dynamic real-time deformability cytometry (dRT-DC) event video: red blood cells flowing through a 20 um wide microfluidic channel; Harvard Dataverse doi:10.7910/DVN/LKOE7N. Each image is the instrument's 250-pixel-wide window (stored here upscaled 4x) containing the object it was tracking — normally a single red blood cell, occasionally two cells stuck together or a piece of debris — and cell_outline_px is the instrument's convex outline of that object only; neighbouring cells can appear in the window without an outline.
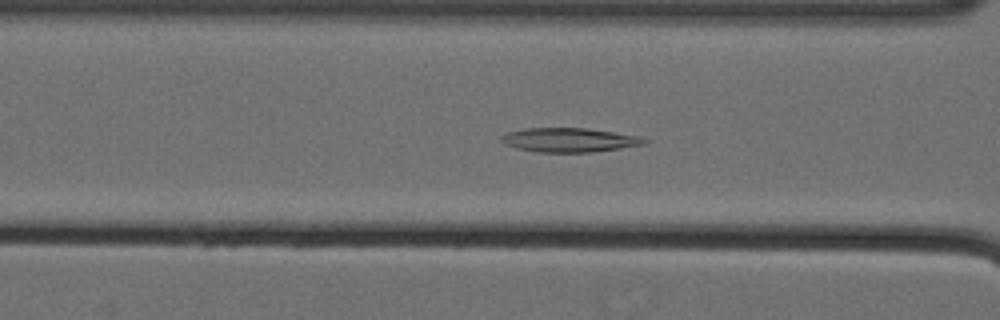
{"species": "Egyptian fruit bat (a non-hibernating species)", "species_latin": "Rousettus aegyptiacus", "temperature_condition": "cold", "stored_images_in_passage": 49, "camera_frame_rate_fps": 3000, "um_per_image_px": 0.085, "animal": {"sex": "female"}, "frame": {"image": 1, "passage_image": 17, "time_ms": 5.333, "image_size_px": [1000, 320], "cell_outline_px": [[648, 140], [644, 144], [620, 148], [592, 152], [536, 152], [516, 148], [504, 144], [500, 140], [500, 136], [508, 132], [524, 128], [588, 128], [640, 136]], "centroid_in_image_um": [48.35, 11.89], "position_along_channel_um": 118.2, "area_um2": 20.17}}
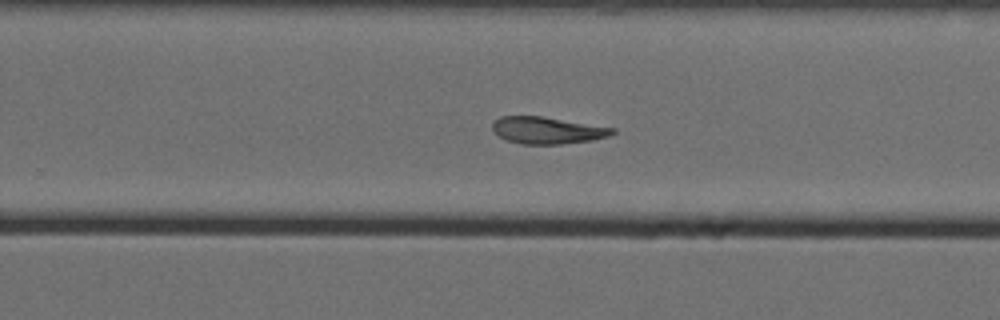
{"frame": {"image": 2, "passage_image": 31, "time_ms": 10.0, "image_size_px": [1000, 320], "cell_outline_px": [[616, 132], [608, 136], [592, 140], [560, 144], [520, 144], [508, 140], [492, 132], [492, 124], [500, 116], [540, 116], [616, 128]], "centroid_in_image_um": [46.51, 11.08], "position_along_channel_um": 283.3, "area_um2": 18.73}}
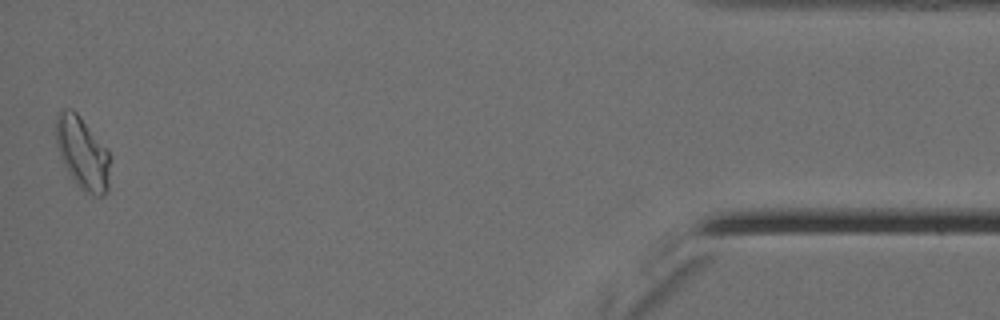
{"frame": {"image": 3, "passage_image": 49, "time_ms": 16.0, "image_size_px": [1000, 320], "cell_outline_px": [[112, 160], [108, 192], [104, 196], [92, 196], [80, 188], [76, 184], [68, 172], [60, 156], [56, 144], [56, 112], [60, 108], [72, 108], [76, 112], [108, 148], [112, 156]], "centroid_in_image_um": [7.06, 13.02], "position_along_channel_um": 428.1, "area_um2": 23.64}}